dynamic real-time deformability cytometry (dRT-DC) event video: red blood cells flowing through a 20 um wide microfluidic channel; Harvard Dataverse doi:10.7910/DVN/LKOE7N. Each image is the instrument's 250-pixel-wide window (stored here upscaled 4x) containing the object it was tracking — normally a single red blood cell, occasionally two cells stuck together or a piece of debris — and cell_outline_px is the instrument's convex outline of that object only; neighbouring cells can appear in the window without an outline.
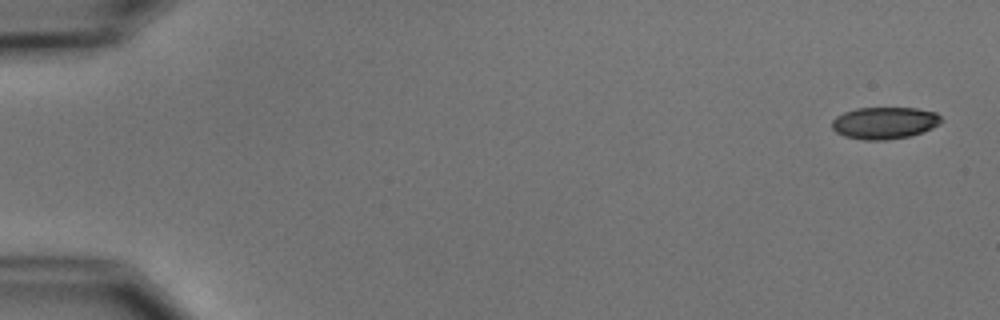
{"species": "common noctule bat (a hibernating species)", "species_latin": "Nyctalus noctula", "temperature_condition": "cold", "stored_images_in_passage": 6, "camera_frame_rate_fps": 3000, "um_per_image_px": 0.085, "animal": {"sex": "male", "body_mass_g": 15.6}, "frame": {"image": 1, "passage_image": 1, "time_ms": 0.0, "image_size_px": [1000, 320], "cell_outline_px": [[944, 120], [940, 124], [932, 128], [908, 136], [884, 140], [864, 140], [844, 136], [836, 132], [832, 128], [832, 120], [836, 116], [844, 112], [856, 108], [916, 108], [936, 112]], "centroid_in_image_um": [75.18, 10.44], "position_along_channel_um": 9.8, "area_um2": 20.35}}
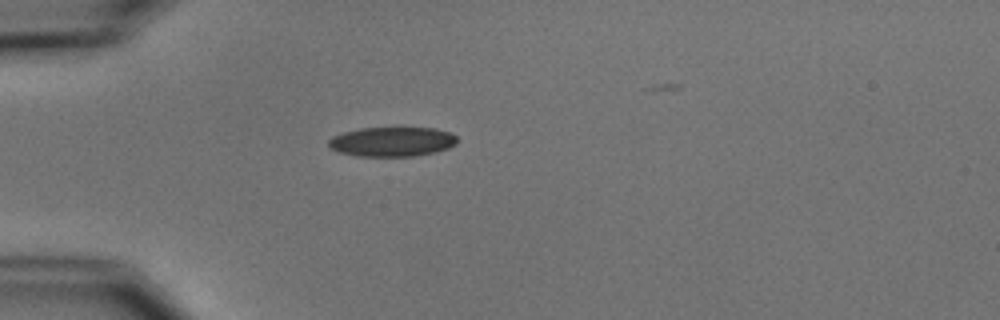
{"frame": {"image": 2, "passage_image": 5, "time_ms": 4.667, "image_size_px": [1000, 320], "cell_outline_px": [[456, 144], [448, 148], [432, 152], [412, 156], [356, 156], [340, 152], [332, 148], [328, 144], [328, 140], [332, 136], [344, 132], [360, 128], [396, 124], [436, 128], [448, 132], [456, 136]], "centroid_in_image_um": [33.33, 11.98], "position_along_channel_um": 51.7, "area_um2": 23.0}}